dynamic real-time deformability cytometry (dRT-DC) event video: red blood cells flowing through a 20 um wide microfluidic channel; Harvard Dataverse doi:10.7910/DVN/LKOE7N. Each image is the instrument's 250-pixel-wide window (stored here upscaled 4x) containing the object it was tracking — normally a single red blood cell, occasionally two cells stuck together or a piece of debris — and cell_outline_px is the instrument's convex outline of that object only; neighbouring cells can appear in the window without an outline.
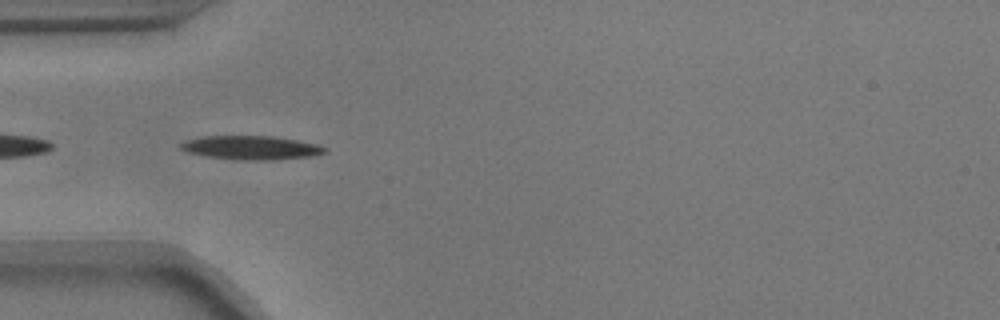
{"species": "common noctule bat (a hibernating species)", "species_latin": "Nyctalus noctula", "temperature_condition": "warm", "stored_images_in_passage": 40, "camera_frame_rate_fps": 3000, "um_per_image_px": 0.085, "animal": {"sex": "male", "body_mass_g": 17.9}, "frame": {"image": 1, "passage_image": 2, "time_ms": 0.333, "image_size_px": [1000, 320], "cell_outline_px": [[324, 152], [308, 156], [276, 160], [240, 160], [208, 156], [188, 152], [180, 148], [180, 144], [188, 140], [204, 136], [272, 136], [296, 140], [316, 144], [324, 148]], "centroid_in_image_um": [21.31, 12.55], "position_along_channel_um": 63.7, "area_um2": 19.54}}
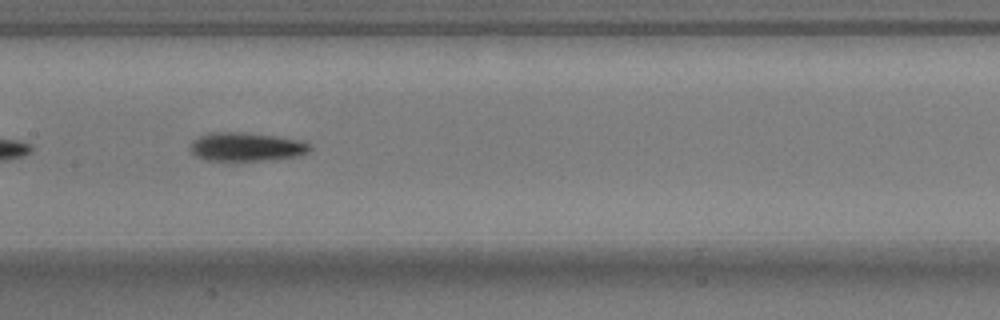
{"frame": {"image": 2, "passage_image": 12, "time_ms": 3.667, "image_size_px": [1000, 320], "cell_outline_px": [[312, 148], [308, 152], [300, 156], [268, 160], [204, 160], [196, 156], [192, 152], [192, 140], [208, 132], [248, 132], [276, 136], [300, 140], [308, 144]], "centroid_in_image_um": [20.96, 12.47], "position_along_channel_um": 186.4, "area_um2": 20.0}}
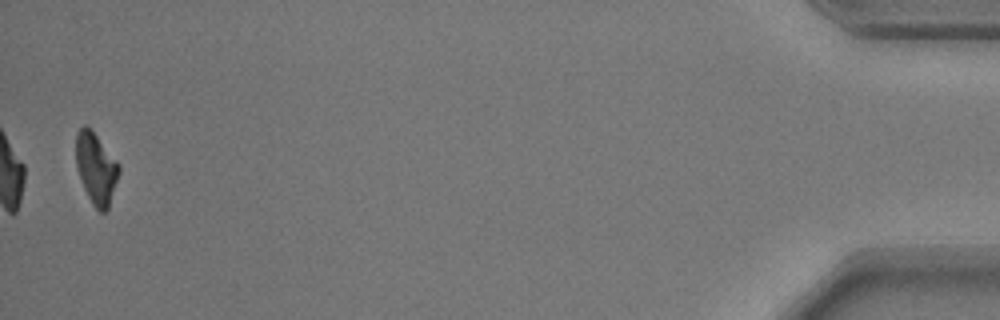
{"frame": {"image": 3, "passage_image": 39, "time_ms": 12.667, "image_size_px": [1000, 320], "cell_outline_px": [[120, 172], [108, 208], [104, 212], [100, 212], [92, 204], [84, 188], [76, 168], [76, 132], [84, 124], [96, 136], [120, 164]], "centroid_in_image_um": [8.16, 14.33], "position_along_channel_um": 427.0, "area_um2": 17.63}, "authors_computed_cell_mechanics": {"area_um2": 19.2474, "velocity_mm_per_s": 3.6841, "shape_relaxation_time_tau1_ms": 2.3106, "shape_relaxation_time_tau2_ms": 7.7362, "deformation_change_tau1": 0.1529, "deformation_change_tau2": 0.1644}}